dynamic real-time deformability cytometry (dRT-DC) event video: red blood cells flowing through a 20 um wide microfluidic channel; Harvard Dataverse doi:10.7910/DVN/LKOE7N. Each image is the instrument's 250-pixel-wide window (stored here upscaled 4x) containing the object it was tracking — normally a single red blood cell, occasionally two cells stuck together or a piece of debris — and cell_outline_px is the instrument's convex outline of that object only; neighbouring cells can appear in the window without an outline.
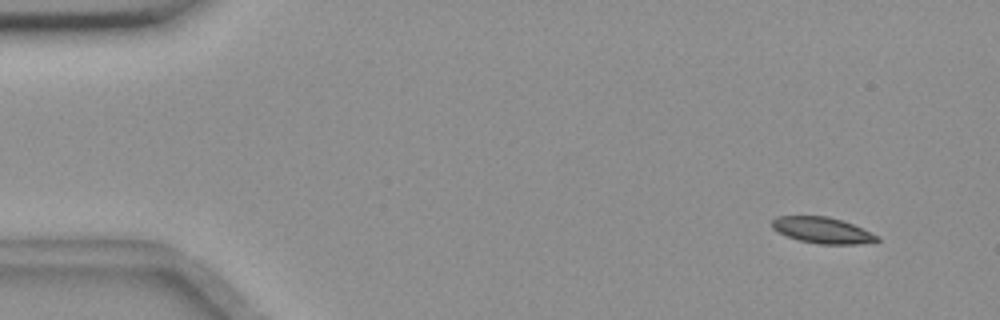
{"species": "common noctule bat (a hibernating species)", "species_latin": "Nyctalus noctula", "temperature_condition": "room temperature", "stored_images_in_passage": 7, "camera_frame_rate_fps": 3000, "um_per_image_px": 0.085, "animal": {"sex": "female", "body_mass_g": 18.4}, "frame": {"image": 1, "passage_image": 1, "time_ms": 0.0, "image_size_px": [1000, 320], "cell_outline_px": [[880, 240], [856, 244], [820, 244], [800, 240], [788, 236], [772, 228], [772, 220], [776, 216], [828, 216], [852, 224], [880, 236]], "centroid_in_image_um": [69.9, 19.56], "position_along_channel_um": 15.1, "area_um2": 15.72}}
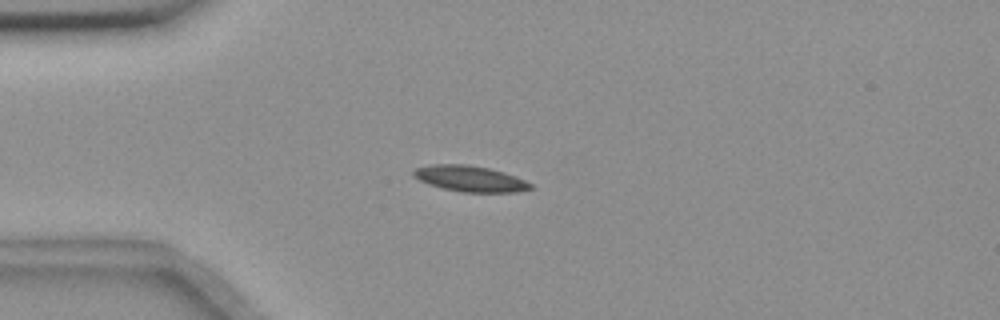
{"frame": {"image": 2, "passage_image": 4, "time_ms": 3.333, "image_size_px": [1000, 320], "cell_outline_px": [[532, 188], [516, 192], [464, 192], [440, 188], [428, 184], [412, 176], [412, 172], [416, 168], [432, 164], [468, 164], [488, 168], [504, 172], [516, 176], [532, 184]], "centroid_in_image_um": [39.93, 15.18], "position_along_channel_um": 45.1, "area_um2": 17.69}}
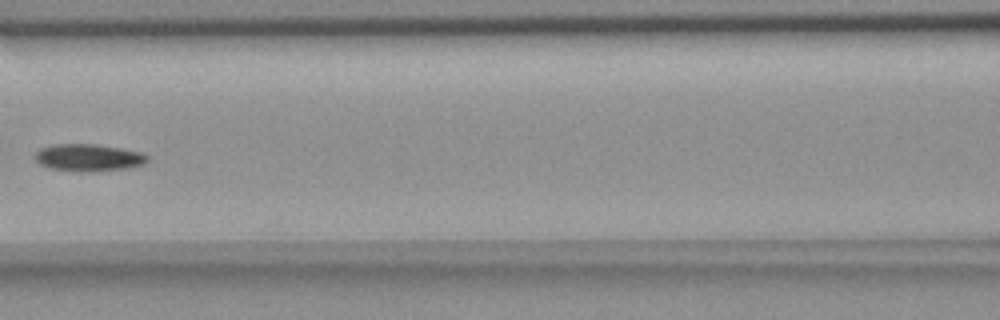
{"frame": {"image": 3, "passage_image": 7, "time_ms": 7.0, "image_size_px": [1000, 320], "cell_outline_px": [[148, 160], [144, 164], [124, 168], [92, 172], [80, 172], [48, 168], [40, 164], [36, 160], [36, 152], [40, 148], [56, 144], [96, 144], [120, 148], [140, 152], [148, 156]], "centroid_in_image_um": [7.5, 13.4], "position_along_channel_um": 159.1, "area_um2": 17.74}}